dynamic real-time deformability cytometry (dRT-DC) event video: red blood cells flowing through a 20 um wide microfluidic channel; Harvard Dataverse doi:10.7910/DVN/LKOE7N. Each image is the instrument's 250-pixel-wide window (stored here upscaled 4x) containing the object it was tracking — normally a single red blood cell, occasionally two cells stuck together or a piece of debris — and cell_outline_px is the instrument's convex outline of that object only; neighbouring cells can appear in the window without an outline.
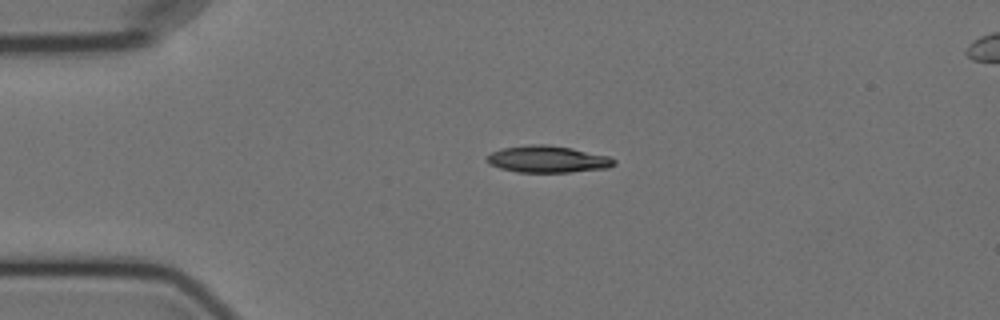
{"species": "Egyptian fruit bat (a non-hibernating species)", "species_latin": "Rousettus aegyptiacus", "temperature_condition": "cold", "stored_images_in_passage": 6, "segment_of_instrument_passage": [1, 2], "camera_frame_rate_fps": 3000, "um_per_image_px": 0.085, "animal": {"sex": "female"}, "frame": {"image": 1, "passage_image": 4, "time_ms": 3.333, "image_size_px": [1000, 320], "cell_outline_px": [[616, 164], [608, 168], [568, 172], [516, 172], [500, 168], [488, 164], [488, 156], [492, 152], [500, 148], [528, 144], [548, 144], [572, 148], [608, 156], [616, 160]], "centroid_in_image_um": [46.55, 13.52], "position_along_channel_um": 38.5, "area_um2": 19.94}}